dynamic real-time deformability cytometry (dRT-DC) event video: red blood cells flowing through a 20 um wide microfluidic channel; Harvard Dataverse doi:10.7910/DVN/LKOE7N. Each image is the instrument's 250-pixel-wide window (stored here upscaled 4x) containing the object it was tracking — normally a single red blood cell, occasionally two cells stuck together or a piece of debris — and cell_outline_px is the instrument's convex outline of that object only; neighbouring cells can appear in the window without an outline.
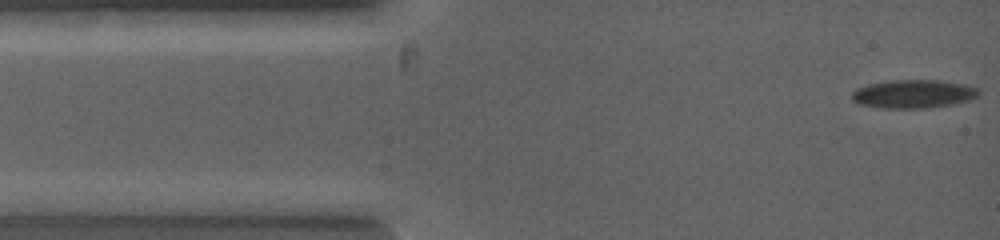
{"species": "common noctule bat (a hibernating species)", "species_latin": "Nyctalus noctula", "temperature_condition": "warm", "stored_images_in_passage": 5, "camera_frame_rate_fps": 5000, "um_per_image_px": 0.085, "animal": {"sex": "female", "body_mass_g": 19.0, "forearm_length_mm": 53.3}, "frame": {"image": 1, "passage_image": 1, "time_ms": 0.0, "image_size_px": [1000, 240], "cell_outline_px": [[980, 92], [976, 96], [968, 100], [952, 104], [928, 108], [884, 108], [860, 104], [852, 100], [852, 92], [856, 88], [872, 84], [892, 80], [940, 80], [964, 84], [976, 88]], "centroid_in_image_um": [77.63, 7.98], "position_along_channel_um": 7.4, "area_um2": 20.75}}